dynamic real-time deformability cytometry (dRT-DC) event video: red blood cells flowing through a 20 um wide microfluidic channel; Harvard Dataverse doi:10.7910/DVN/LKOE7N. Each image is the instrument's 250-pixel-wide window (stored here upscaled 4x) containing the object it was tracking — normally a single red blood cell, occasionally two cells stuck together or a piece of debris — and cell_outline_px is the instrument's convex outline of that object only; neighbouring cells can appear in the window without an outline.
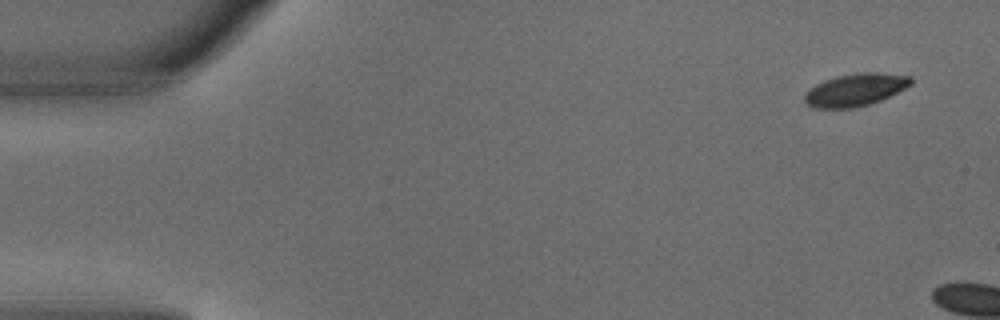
{"species": "common noctule bat (a hibernating species)", "species_latin": "Nyctalus noctula", "temperature_condition": "warm", "stored_images_in_passage": 2, "camera_frame_rate_fps": 3000, "um_per_image_px": 0.085, "animal": {"sex": "male", "body_mass_g": 18.8}, "frame": {"image": 1, "passage_image": 1, "time_ms": 0.0, "image_size_px": [1000, 320], "cell_outline_px": [[912, 84], [880, 100], [856, 108], [812, 108], [804, 100], [804, 92], [816, 84], [824, 80], [836, 76], [860, 72], [880, 72], [912, 76]], "centroid_in_image_um": [72.68, 7.62], "position_along_channel_um": 12.3, "area_um2": 20.17}}